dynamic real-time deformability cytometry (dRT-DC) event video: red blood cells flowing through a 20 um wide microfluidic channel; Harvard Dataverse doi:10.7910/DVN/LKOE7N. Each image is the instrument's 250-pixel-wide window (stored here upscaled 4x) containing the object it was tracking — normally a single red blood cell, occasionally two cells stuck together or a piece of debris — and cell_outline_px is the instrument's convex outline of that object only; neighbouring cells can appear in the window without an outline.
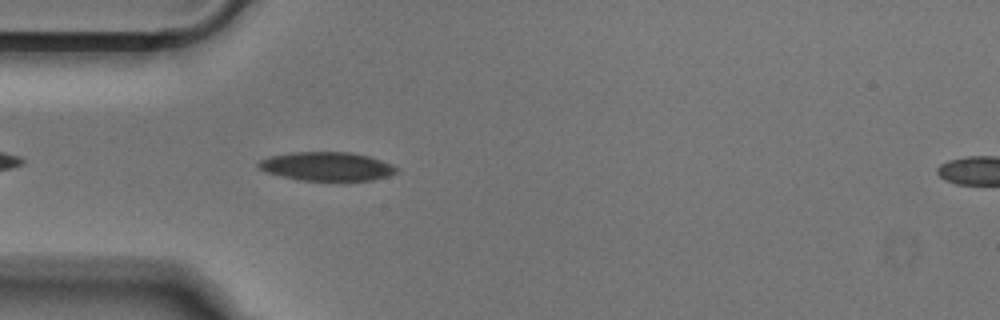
{"species": "Egyptian fruit bat (a non-hibernating species)", "species_latin": "Rousettus aegyptiacus", "temperature_condition": "cold", "stored_images_in_passage": 23, "camera_frame_rate_fps": 3000, "um_per_image_px": 0.085, "animal": {"sex": "male"}, "frame": {"image": 1, "passage_image": 4, "time_ms": 1.0, "image_size_px": [1000, 320], "cell_outline_px": [[400, 168], [396, 172], [388, 176], [372, 180], [300, 180], [264, 172], [256, 164], [260, 160], [268, 156], [292, 152], [352, 152], [368, 156], [392, 164]], "centroid_in_image_um": [27.77, 14.13], "position_along_channel_um": 57.2, "area_um2": 23.12}}
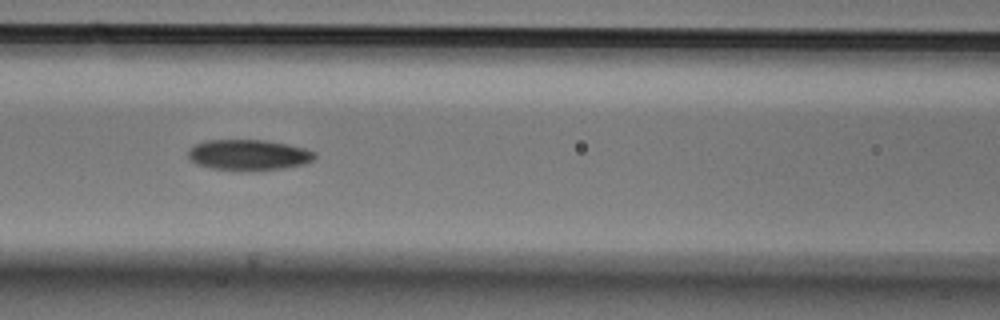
{"frame": {"image": 2, "passage_image": 11, "time_ms": 3.333, "image_size_px": [1000, 320], "cell_outline_px": [[316, 156], [312, 160], [304, 164], [284, 168], [212, 168], [196, 164], [188, 156], [188, 148], [192, 144], [204, 140], [264, 140], [288, 144], [304, 148], [316, 152]], "centroid_in_image_um": [21.1, 13.11], "position_along_channel_um": 145.5, "area_um2": 22.02}}
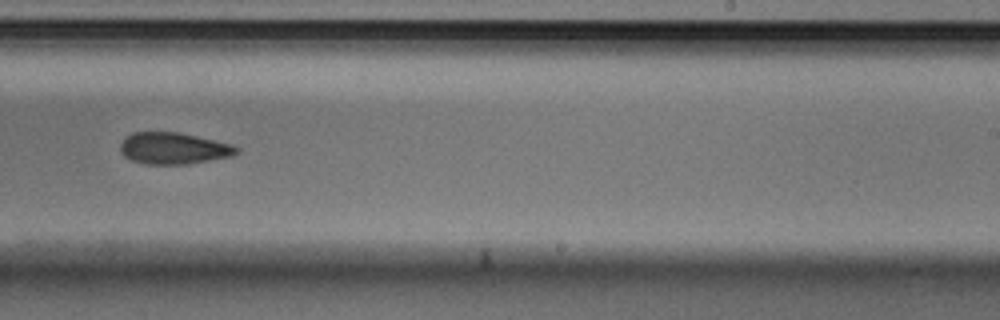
{"frame": {"image": 3, "passage_image": 21, "time_ms": 6.667, "image_size_px": [1000, 320], "cell_outline_px": [[240, 148], [232, 156], [188, 164], [148, 164], [132, 160], [124, 156], [120, 152], [120, 144], [132, 132], [180, 132], [232, 144]], "centroid_in_image_um": [14.76, 12.6], "position_along_channel_um": 274.2, "area_um2": 21.33}}